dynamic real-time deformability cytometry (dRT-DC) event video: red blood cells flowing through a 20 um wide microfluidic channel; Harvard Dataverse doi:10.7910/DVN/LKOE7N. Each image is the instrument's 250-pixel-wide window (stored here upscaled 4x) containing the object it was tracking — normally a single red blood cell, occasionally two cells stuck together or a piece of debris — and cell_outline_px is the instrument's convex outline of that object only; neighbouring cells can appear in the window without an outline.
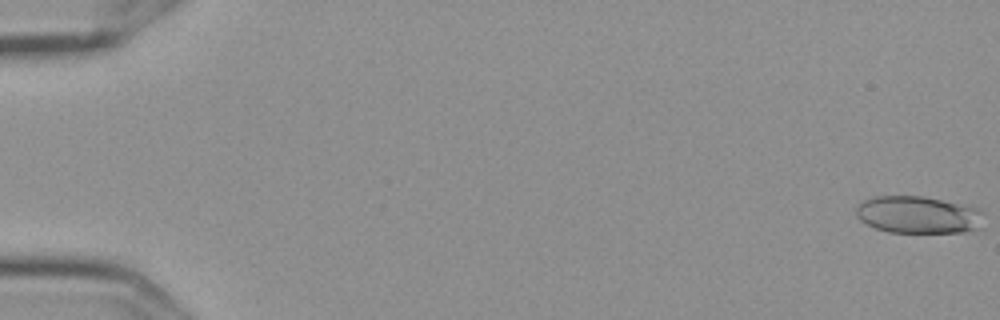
{"species": "Egyptian fruit bat (a non-hibernating species)", "species_latin": "Rousettus aegyptiacus", "temperature_condition": "cold", "stored_images_in_passage": 11, "camera_frame_rate_fps": 3000, "um_per_image_px": 0.085, "frame": {"image": 1, "passage_image": 1, "time_ms": 0.0, "image_size_px": [1000, 320], "cell_outline_px": [[984, 212], [976, 228], [964, 232], [888, 232], [876, 228], [860, 220], [856, 216], [856, 208], [864, 200], [876, 196], [924, 196], [980, 208]], "centroid_in_image_um": [78.02, 18.24], "position_along_channel_um": 7.0, "area_um2": 27.46}}